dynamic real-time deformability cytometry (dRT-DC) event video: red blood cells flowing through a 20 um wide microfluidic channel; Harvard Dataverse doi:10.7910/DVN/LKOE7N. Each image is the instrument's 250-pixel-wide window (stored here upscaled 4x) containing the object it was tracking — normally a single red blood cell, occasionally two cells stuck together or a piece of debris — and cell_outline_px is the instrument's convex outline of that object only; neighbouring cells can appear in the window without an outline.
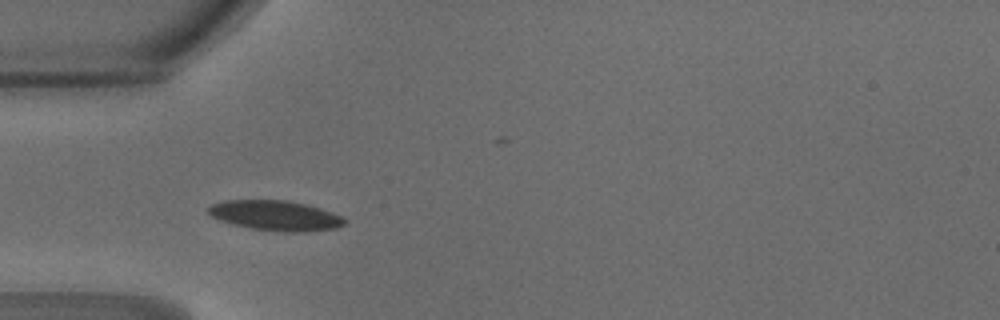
{"species": "common noctule bat (a hibernating species)", "species_latin": "Nyctalus noctula", "temperature_condition": "warm", "stored_images_in_passage": 35, "camera_frame_rate_fps": 3000, "um_per_image_px": 0.085, "animal": {"sex": "male", "body_mass_g": 18.8}, "frame": {"image": 1, "passage_image": 1, "time_ms": 0.0, "image_size_px": [1000, 320], "cell_outline_px": [[348, 224], [336, 228], [308, 232], [280, 232], [252, 228], [220, 220], [204, 212], [204, 208], [208, 204], [224, 200], [288, 200], [320, 208], [344, 216], [348, 220]], "centroid_in_image_um": [23.42, 18.32], "position_along_channel_um": 61.6, "area_um2": 24.33}}
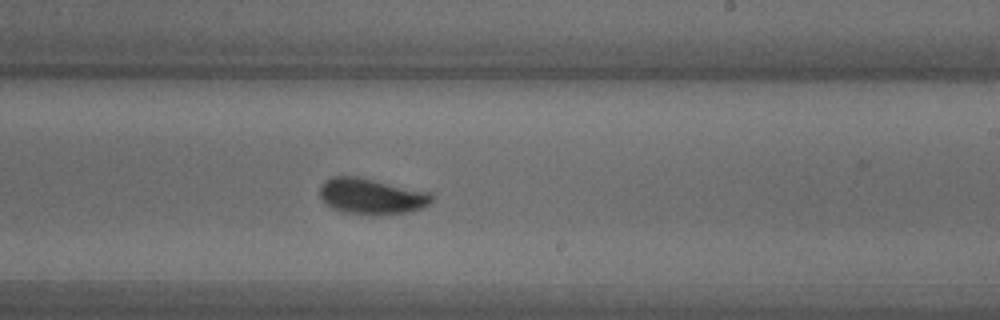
{"frame": {"image": 2, "passage_image": 15, "time_ms": 4.667, "image_size_px": [1000, 320], "cell_outline_px": [[432, 200], [428, 204], [420, 208], [408, 212], [376, 216], [348, 212], [332, 208], [320, 196], [320, 184], [324, 180], [332, 176], [356, 176], [432, 192]], "centroid_in_image_um": [31.58, 16.67], "position_along_channel_um": 257.4, "area_um2": 23.41}}
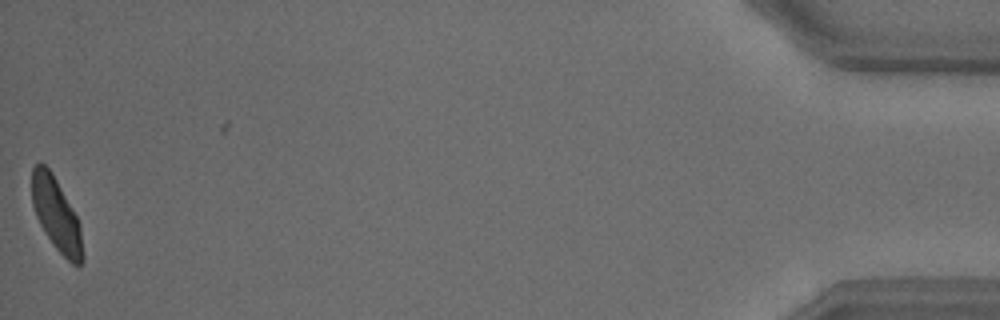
{"frame": {"image": 3, "passage_image": 34, "time_ms": 11.0, "image_size_px": [1000, 320], "cell_outline_px": [[84, 260], [80, 264], [72, 264], [52, 244], [40, 224], [36, 216], [32, 204], [32, 168], [40, 160], [52, 172], [76, 216], [80, 224], [84, 256]], "centroid_in_image_um": [4.78, 18.23], "position_along_channel_um": 430.4, "area_um2": 21.44}, "authors_computed_cell_mechanics": {"area_um2": 22.4264, "velocity_mm_per_s": 4.2227, "shape_relaxation_time_tau1_ms": 2.7572, "shape_relaxation_time_tau2_ms": 1.1988, "deformation_change_tau1": 0.1407, "deformation_change_tau2": 0.0503}}